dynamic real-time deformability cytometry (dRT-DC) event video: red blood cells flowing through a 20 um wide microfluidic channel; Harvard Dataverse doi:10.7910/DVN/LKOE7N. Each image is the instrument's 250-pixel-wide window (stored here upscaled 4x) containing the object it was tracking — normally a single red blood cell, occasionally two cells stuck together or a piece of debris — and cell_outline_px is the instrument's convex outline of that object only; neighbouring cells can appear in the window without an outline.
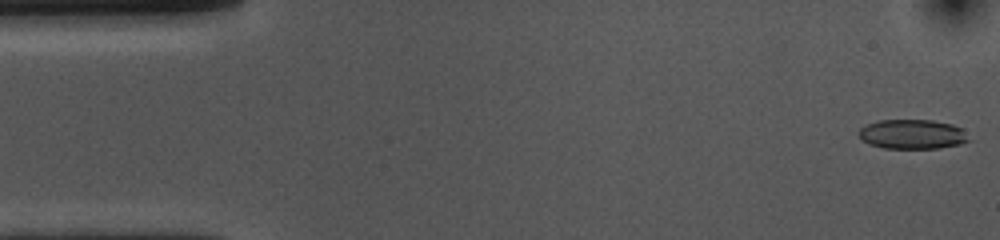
{"species": "common noctule bat (a hibernating species)", "species_latin": "Nyctalus noctula", "temperature_condition": "cold", "stored_images_in_passage": 15, "camera_frame_rate_fps": 3000, "um_per_image_px": 0.085, "animal": {"sex": "female", "body_mass_g": 10.0, "forearm_length_mm": 53.1}, "frame": {"image": 1, "passage_image": 1, "time_ms": 0.0, "image_size_px": [1000, 240], "cell_outline_px": [[972, 140], [960, 144], [940, 148], [884, 148], [868, 144], [860, 140], [860, 128], [868, 124], [880, 120], [932, 120], [952, 124], [960, 128]], "centroid_in_image_um": [77.56, 11.41], "position_along_channel_um": 7.4, "area_um2": 18.9}}